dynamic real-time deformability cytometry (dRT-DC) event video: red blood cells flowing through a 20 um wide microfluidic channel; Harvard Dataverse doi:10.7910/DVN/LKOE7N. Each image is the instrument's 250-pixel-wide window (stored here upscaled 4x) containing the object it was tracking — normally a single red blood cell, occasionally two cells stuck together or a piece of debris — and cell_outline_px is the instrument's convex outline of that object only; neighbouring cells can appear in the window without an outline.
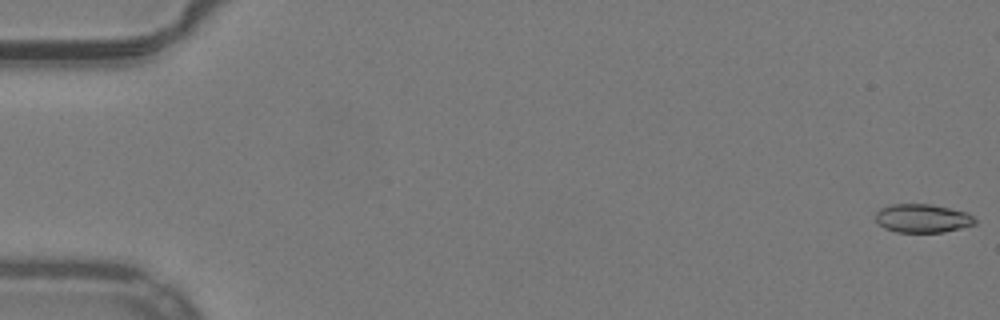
{"species": "common noctule bat (a hibernating species)", "species_latin": "Nyctalus noctula", "temperature_condition": "warm", "stored_images_in_passage": 54, "camera_frame_rate_fps": 3000, "um_per_image_px": 0.085, "animal": {"sex": "male", "body_mass_g": 19.2, "forearm_length_mm": 51.8}, "frame": {"image": 1, "passage_image": 1, "time_ms": 0.0, "image_size_px": [1000, 320], "cell_outline_px": [[976, 224], [944, 232], [896, 232], [884, 228], [876, 220], [876, 212], [880, 208], [892, 204], [932, 204], [968, 212], [976, 220]], "centroid_in_image_um": [78.42, 18.55], "position_along_channel_um": 6.6, "area_um2": 16.59}}
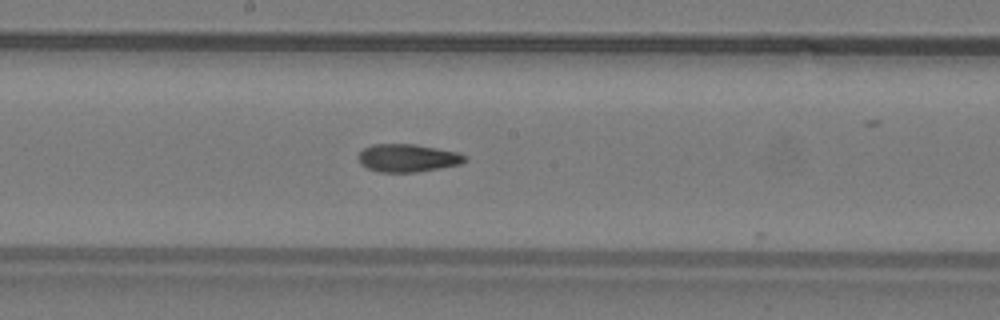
{"frame": {"image": 2, "passage_image": 29, "time_ms": 9.333, "image_size_px": [1000, 320], "cell_outline_px": [[468, 160], [460, 164], [440, 168], [416, 172], [380, 172], [368, 168], [360, 164], [356, 156], [364, 148], [372, 144], [416, 144], [460, 152], [468, 156]], "centroid_in_image_um": [34.67, 13.42], "position_along_channel_um": 213.5, "area_um2": 17.57}}
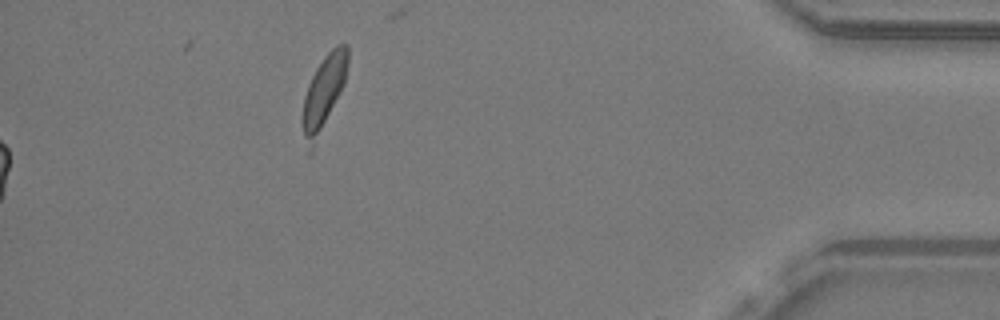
{"frame": {"image": 3, "passage_image": 54, "time_ms": 17.667, "image_size_px": [1000, 320], "cell_outline_px": [[348, 64], [344, 84], [312, 152], [308, 156], [300, 120], [300, 116], [304, 96], [308, 84], [316, 68], [324, 56], [336, 44], [348, 44]], "centroid_in_image_um": [27.47, 7.96], "position_along_channel_um": 407.7, "area_um2": 20.06}, "authors_computed_cell_mechanics": {"area_um2": 17.1088, "velocity_mm_per_s": 3.9833, "shape_relaxation_time_tau1_ms": null, "shape_relaxation_time_tau2_ms": 3.0985, "deformation_change_tau1": null, "deformation_change_tau2": 0.1091}}